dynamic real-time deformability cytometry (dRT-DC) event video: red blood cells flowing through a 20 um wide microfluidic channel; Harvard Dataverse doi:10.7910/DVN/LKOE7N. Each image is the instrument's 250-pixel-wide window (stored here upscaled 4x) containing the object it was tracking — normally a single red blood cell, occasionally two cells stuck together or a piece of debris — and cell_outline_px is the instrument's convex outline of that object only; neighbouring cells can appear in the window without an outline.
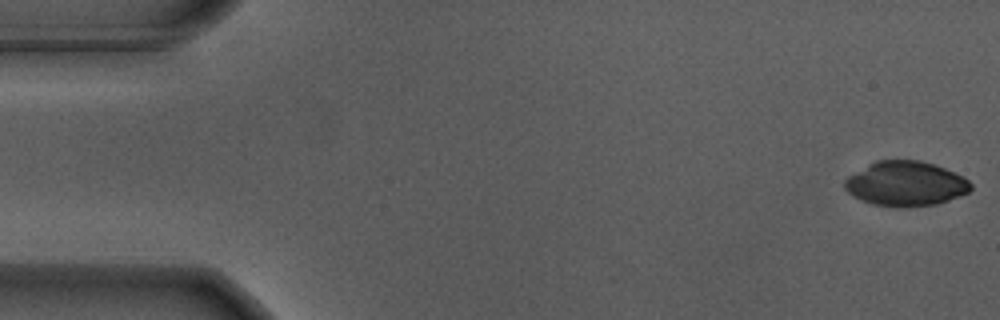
{"species": "Egyptian fruit bat (a non-hibernating species)", "species_latin": "Rousettus aegyptiacus", "temperature_condition": "warm", "stored_images_in_passage": 55, "camera_frame_rate_fps": 3000, "um_per_image_px": 0.085, "animal": {"sex": "male"}, "frame": {"image": 1, "passage_image": 1, "time_ms": 0.0, "image_size_px": [1000, 320], "cell_outline_px": [[972, 188], [968, 192], [960, 196], [936, 204], [872, 204], [860, 200], [852, 196], [844, 188], [844, 180], [848, 176], [868, 164], [876, 160], [920, 160], [944, 168], [968, 180], [972, 184]], "centroid_in_image_um": [76.95, 15.57], "position_along_channel_um": 8.1, "area_um2": 31.96}}
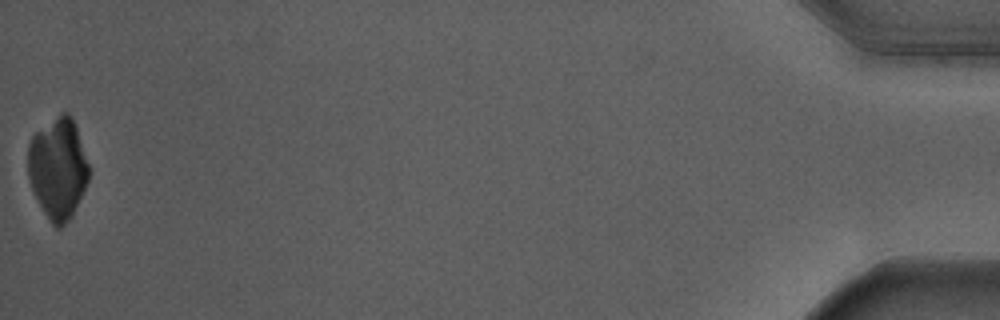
{"frame": {"image": 2, "passage_image": 55, "time_ms": 18.0, "image_size_px": [1000, 320], "cell_outline_px": [[88, 180], [72, 216], [60, 228], [56, 228], [48, 220], [32, 188], [28, 176], [28, 144], [32, 136], [36, 132], [60, 112], [68, 112], [72, 116], [88, 164]], "centroid_in_image_um": [4.91, 14.3], "position_along_channel_um": 430.3, "area_um2": 35.49}}